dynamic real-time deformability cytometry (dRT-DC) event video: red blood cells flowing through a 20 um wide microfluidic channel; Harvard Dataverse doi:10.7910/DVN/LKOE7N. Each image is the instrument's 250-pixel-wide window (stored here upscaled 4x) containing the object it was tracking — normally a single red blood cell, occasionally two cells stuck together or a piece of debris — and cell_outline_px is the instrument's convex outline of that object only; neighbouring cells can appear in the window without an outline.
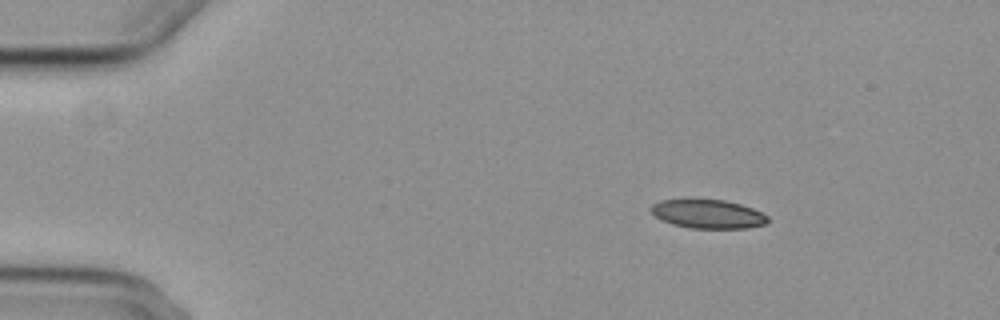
{"species": "common noctule bat (a hibernating species)", "species_latin": "Nyctalus noctula", "temperature_condition": "cold", "stored_images_in_passage": 3, "camera_frame_rate_fps": 3000, "um_per_image_px": 0.085, "animal": {"sex": "female", "body_mass_g": 29.2, "forearm_length_mm": 56.3}, "frame": {"image": 1, "passage_image": 1, "time_ms": 0.0, "image_size_px": [1000, 320], "cell_outline_px": [[768, 224], [748, 228], [692, 228], [672, 224], [660, 220], [648, 208], [652, 204], [660, 200], [688, 196], [724, 200], [740, 204], [752, 208], [768, 216]], "centroid_in_image_um": [60.11, 18.14], "position_along_channel_um": 24.9, "area_um2": 20.46}}